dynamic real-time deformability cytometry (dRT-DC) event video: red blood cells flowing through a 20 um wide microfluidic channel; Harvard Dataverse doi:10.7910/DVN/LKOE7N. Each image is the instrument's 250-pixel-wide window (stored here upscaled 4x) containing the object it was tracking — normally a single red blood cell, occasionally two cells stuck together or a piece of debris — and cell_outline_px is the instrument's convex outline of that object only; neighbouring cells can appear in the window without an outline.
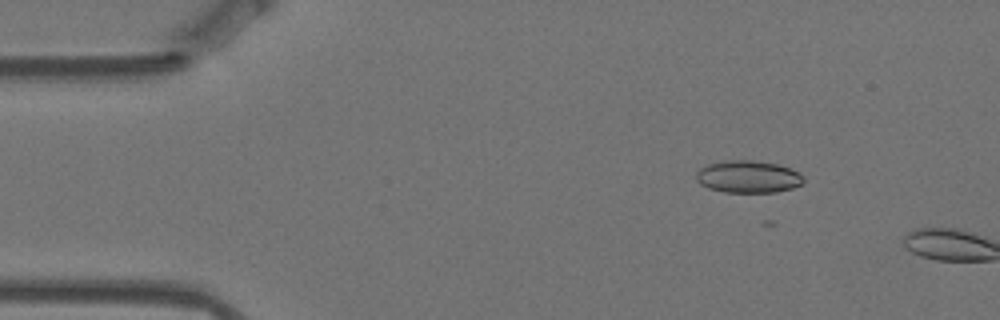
{"species": "Egyptian fruit bat (a non-hibernating species)", "species_latin": "Rousettus aegyptiacus", "temperature_condition": "warm", "stored_images_in_passage": 8, "camera_frame_rate_fps": 3000, "um_per_image_px": 0.085, "animal": {"sex": "female"}, "frame": {"image": 1, "passage_image": 6, "time_ms": 1.667, "image_size_px": [1000, 320], "cell_outline_px": [[804, 180], [800, 184], [792, 188], [776, 192], [724, 192], [708, 188], [700, 184], [696, 180], [696, 172], [700, 168], [708, 164], [724, 160], [752, 160], [776, 164], [800, 172], [804, 176]], "centroid_in_image_um": [63.57, 15.02], "position_along_channel_um": 21.4, "area_um2": 20.23}}